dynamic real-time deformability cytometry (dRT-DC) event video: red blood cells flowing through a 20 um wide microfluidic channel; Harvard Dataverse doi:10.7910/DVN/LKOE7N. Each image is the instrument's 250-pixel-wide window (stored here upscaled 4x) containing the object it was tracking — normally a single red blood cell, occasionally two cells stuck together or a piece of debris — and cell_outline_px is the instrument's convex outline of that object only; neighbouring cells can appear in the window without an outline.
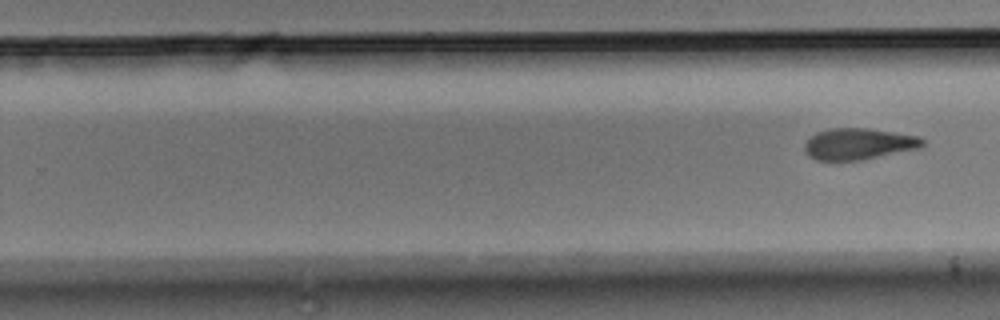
{"species": "Egyptian fruit bat (a non-hibernating species)", "species_latin": "Rousettus aegyptiacus", "temperature_condition": "room temperature", "stored_images_in_passage": 11, "segment_of_instrument_passage": [2, 2], "camera_frame_rate_fps": 3000, "um_per_image_px": 0.085, "animal": {"sex": "male"}, "frame": {"image": 1, "passage_image": 11, "time_ms": 3.333, "image_size_px": [1000, 320], "cell_outline_px": [[924, 144], [920, 148], [860, 160], [816, 160], [808, 156], [804, 152], [804, 144], [816, 132], [828, 128], [868, 128], [920, 136], [924, 140]], "centroid_in_image_um": [72.97, 12.22], "position_along_channel_um": 256.8, "area_um2": 21.62}}